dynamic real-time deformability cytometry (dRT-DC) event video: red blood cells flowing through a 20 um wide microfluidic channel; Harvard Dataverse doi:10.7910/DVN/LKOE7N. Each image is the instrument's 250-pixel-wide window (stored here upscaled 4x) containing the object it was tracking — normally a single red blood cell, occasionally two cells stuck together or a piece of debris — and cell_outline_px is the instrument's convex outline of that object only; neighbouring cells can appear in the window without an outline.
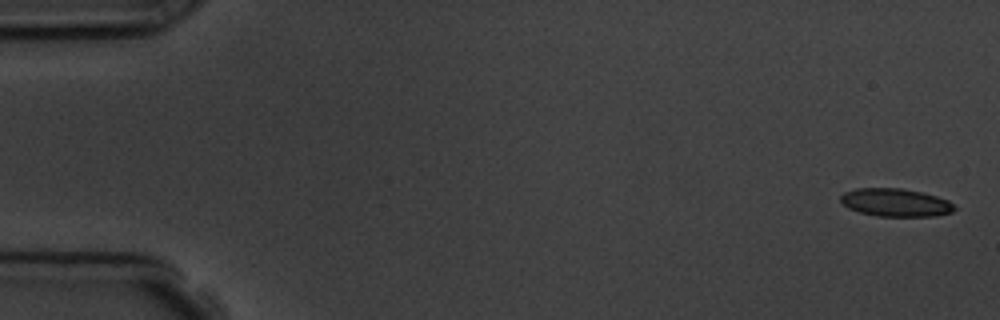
{"species": "common noctule bat (a hibernating species)", "species_latin": "Nyctalus noctula", "temperature_condition": "room temperature", "stored_images_in_passage": 5, "camera_frame_rate_fps": 3000, "um_per_image_px": 0.085, "animal": {"sex": "male", "body_mass_g": 19.5, "forearm_length_mm": 54.6}, "frame": {"image": 1, "passage_image": 1, "time_ms": 0.0, "image_size_px": [1000, 320], "cell_outline_px": [[956, 208], [952, 212], [936, 216], [876, 216], [860, 212], [848, 208], [840, 200], [840, 196], [844, 192], [856, 188], [904, 188], [936, 196], [948, 200]], "centroid_in_image_um": [76.11, 17.21], "position_along_channel_um": 8.9, "area_um2": 18.55}}
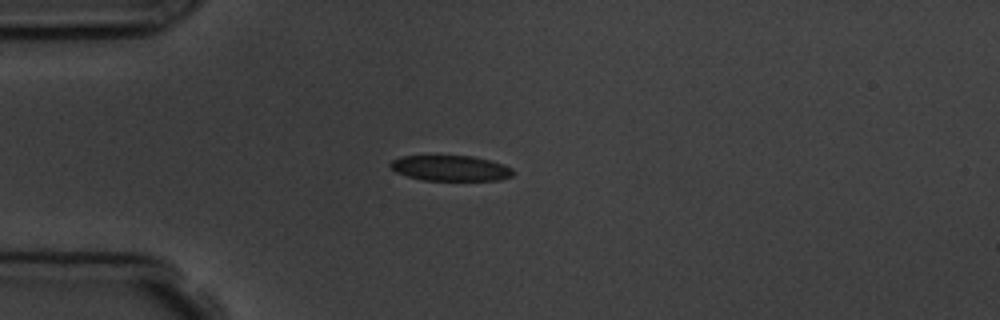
{"frame": {"image": 2, "passage_image": 5, "time_ms": 4.333, "image_size_px": [1000, 320], "cell_outline_px": [[516, 172], [512, 176], [500, 180], [424, 180], [408, 176], [396, 172], [388, 164], [392, 160], [400, 156], [472, 156], [504, 164], [512, 168]], "centroid_in_image_um": [38.32, 14.29], "position_along_channel_um": 46.7, "area_um2": 18.21}}